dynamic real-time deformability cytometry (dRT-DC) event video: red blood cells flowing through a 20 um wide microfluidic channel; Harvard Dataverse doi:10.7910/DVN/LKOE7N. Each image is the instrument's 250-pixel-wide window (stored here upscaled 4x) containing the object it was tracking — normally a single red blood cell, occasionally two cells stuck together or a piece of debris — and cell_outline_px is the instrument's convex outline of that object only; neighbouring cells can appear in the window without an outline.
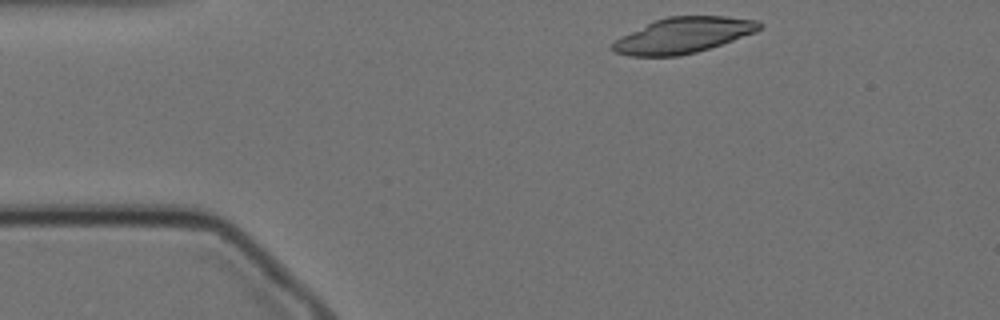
{"species": "Egyptian fruit bat (a non-hibernating species)", "species_latin": "Rousettus aegyptiacus", "temperature_condition": "cold", "stored_images_in_passage": 50, "camera_frame_rate_fps": 3000, "um_per_image_px": 0.085, "animal": {"sex": "female"}, "frame": {"image": 1, "passage_image": 2, "time_ms": 0.333, "image_size_px": [1000, 320], "cell_outline_px": [[764, 24], [756, 32], [696, 52], [676, 56], [628, 56], [616, 52], [612, 48], [612, 44], [620, 36], [656, 20], [668, 16], [724, 16], [760, 20]], "centroid_in_image_um": [58.09, 2.99], "position_along_channel_um": 26.9, "area_um2": 30.23}}
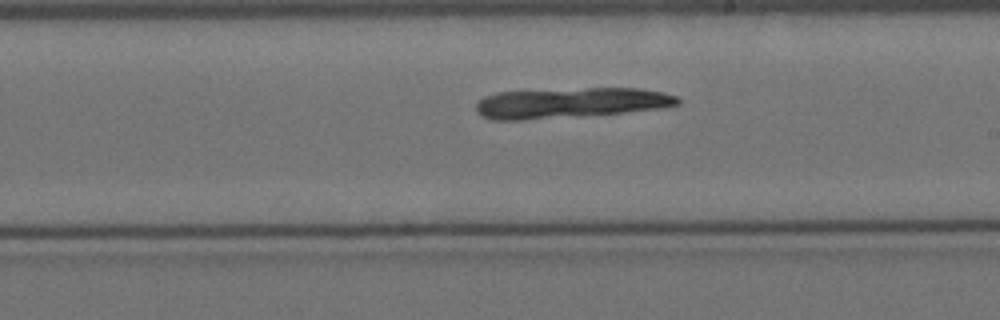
{"frame": {"image": 2, "passage_image": 25, "time_ms": 8.0, "image_size_px": [1000, 320], "cell_outline_px": [[680, 104], [664, 108], [584, 116], [524, 120], [492, 120], [480, 116], [476, 112], [476, 104], [484, 96], [496, 92], [588, 88], [640, 88], [660, 92], [676, 96], [680, 100]], "centroid_in_image_um": [48.46, 8.75], "position_along_channel_um": 240.5, "area_um2": 35.89}}
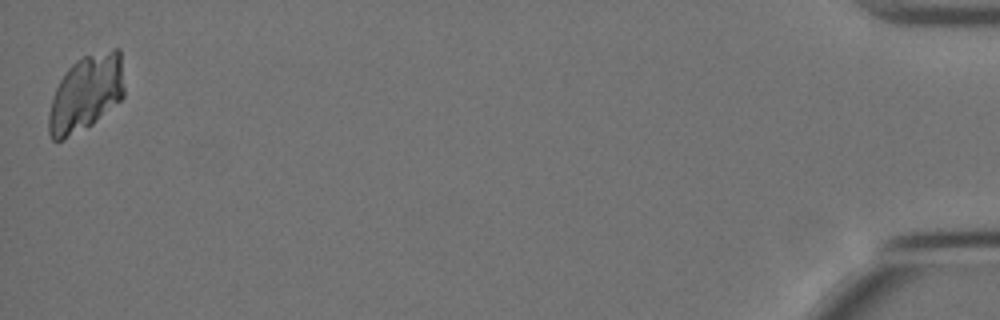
{"frame": {"image": 3, "passage_image": 50, "time_ms": 16.333, "image_size_px": [1000, 320], "cell_outline_px": [[124, 96], [120, 100], [92, 124], [60, 140], [52, 140], [48, 132], [48, 112], [52, 96], [60, 80], [68, 68], [76, 60], [84, 56], [112, 48], [120, 48], [124, 88]], "centroid_in_image_um": [7.3, 7.9], "position_along_channel_um": 427.9, "area_um2": 33.35}}